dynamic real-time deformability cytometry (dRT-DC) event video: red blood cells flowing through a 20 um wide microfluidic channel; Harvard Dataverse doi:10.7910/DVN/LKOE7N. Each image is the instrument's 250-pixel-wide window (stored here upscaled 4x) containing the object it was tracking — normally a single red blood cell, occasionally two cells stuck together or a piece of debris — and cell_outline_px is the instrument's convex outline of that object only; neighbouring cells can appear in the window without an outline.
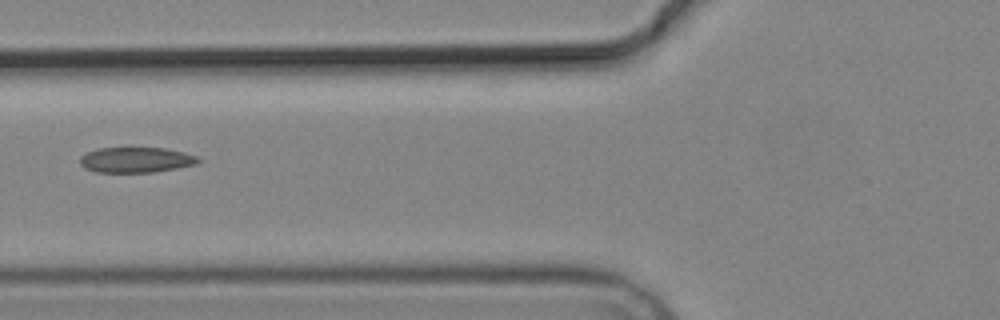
{"species": "common noctule bat (a hibernating species)", "species_latin": "Nyctalus noctula", "temperature_condition": "cold", "stored_images_in_passage": 9, "camera_frame_rate_fps": 3000, "um_per_image_px": 0.085, "animal": {"sex": "male", "body_mass_g": 19.2, "forearm_length_mm": 51.8}, "frame": {"image": 1, "passage_image": 6, "time_ms": 6.0, "image_size_px": [1000, 320], "cell_outline_px": [[200, 160], [196, 164], [176, 168], [152, 172], [96, 172], [84, 168], [80, 164], [80, 156], [96, 148], [164, 148], [184, 152], [196, 156]], "centroid_in_image_um": [11.52, 13.59], "position_along_channel_um": 114.3, "area_um2": 17.4}}
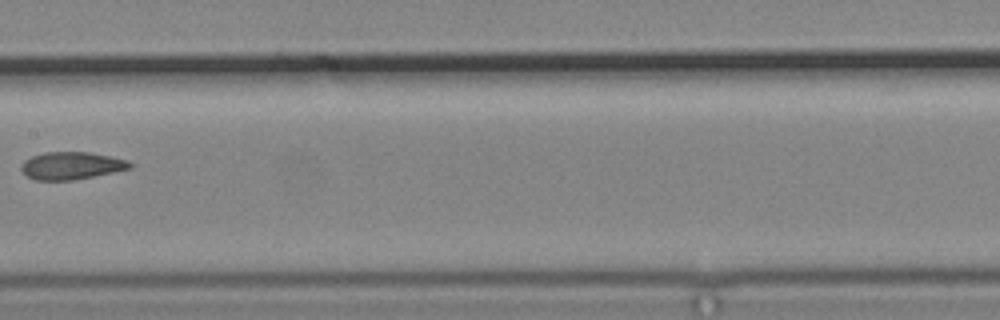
{"frame": {"image": 2, "passage_image": 8, "time_ms": 8.333, "image_size_px": [1000, 320], "cell_outline_px": [[136, 164], [132, 168], [72, 180], [36, 180], [28, 176], [20, 168], [24, 160], [32, 156], [44, 152], [92, 152], [112, 156], [128, 160]], "centroid_in_image_um": [6.12, 14.06], "position_along_channel_um": 201.3, "area_um2": 17.46}}
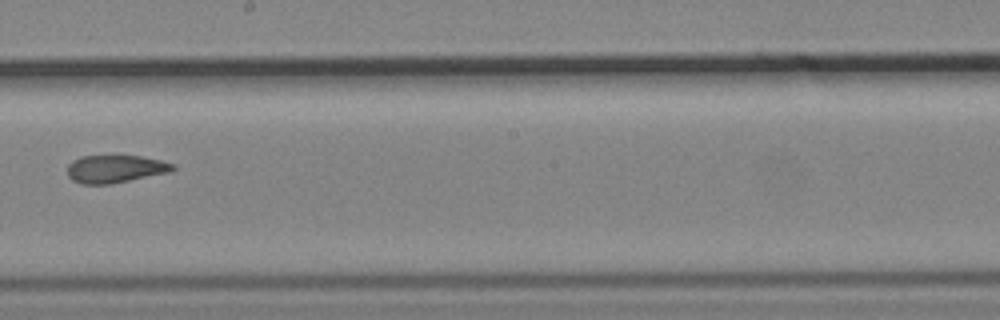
{"frame": {"image": 3, "passage_image": 9, "time_ms": 9.333, "image_size_px": [1000, 320], "cell_outline_px": [[176, 168], [168, 172], [108, 184], [80, 184], [72, 180], [68, 176], [68, 164], [72, 160], [80, 156], [140, 156], [160, 160], [176, 164]], "centroid_in_image_um": [9.76, 14.35], "position_along_channel_um": 238.4, "area_um2": 16.88}}